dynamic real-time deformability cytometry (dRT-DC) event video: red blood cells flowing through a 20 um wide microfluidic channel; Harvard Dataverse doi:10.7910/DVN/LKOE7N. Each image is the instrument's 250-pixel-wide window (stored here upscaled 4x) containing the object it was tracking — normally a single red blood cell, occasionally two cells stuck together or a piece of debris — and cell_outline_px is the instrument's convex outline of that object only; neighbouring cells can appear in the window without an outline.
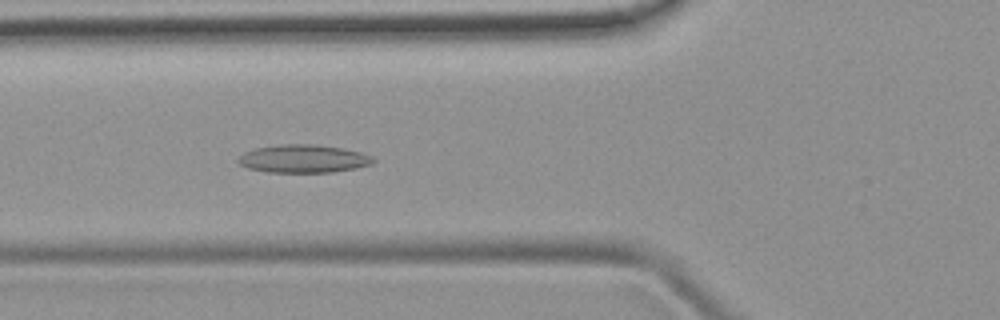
{"species": "common noctule bat (a hibernating species)", "species_latin": "Nyctalus noctula", "temperature_condition": "room temperature", "stored_images_in_passage": 35, "camera_frame_rate_fps": 3000, "um_per_image_px": 0.085, "animal": {"sex": "female", "body_mass_g": 19.9}, "frame": {"image": 1, "passage_image": 11, "time_ms": 3.333, "image_size_px": [1000, 320], "cell_outline_px": [[376, 160], [372, 164], [356, 168], [332, 172], [268, 172], [248, 168], [240, 164], [236, 160], [244, 152], [256, 148], [280, 144], [316, 144], [344, 148], [360, 152], [372, 156]], "centroid_in_image_um": [25.81, 13.48], "position_along_channel_um": 100.0, "area_um2": 22.14}}
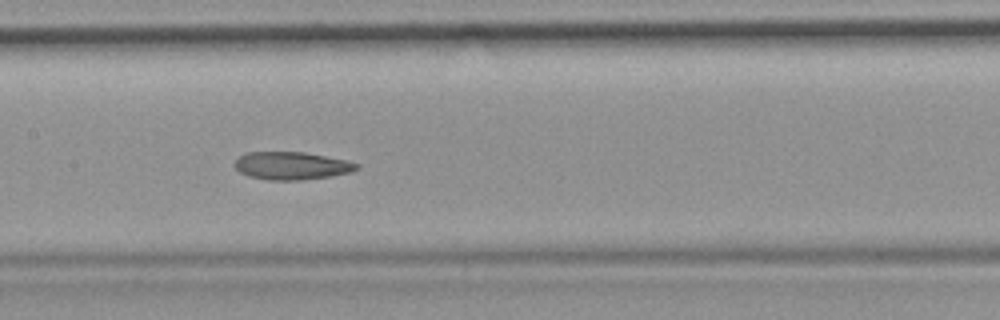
{"frame": {"image": 2, "passage_image": 17, "time_ms": 5.333, "image_size_px": [1000, 320], "cell_outline_px": [[360, 168], [348, 172], [332, 176], [300, 180], [268, 180], [248, 176], [240, 172], [232, 164], [244, 152], [304, 152], [344, 160], [360, 164]], "centroid_in_image_um": [24.75, 14.09], "position_along_channel_um": 182.7, "area_um2": 19.71}}
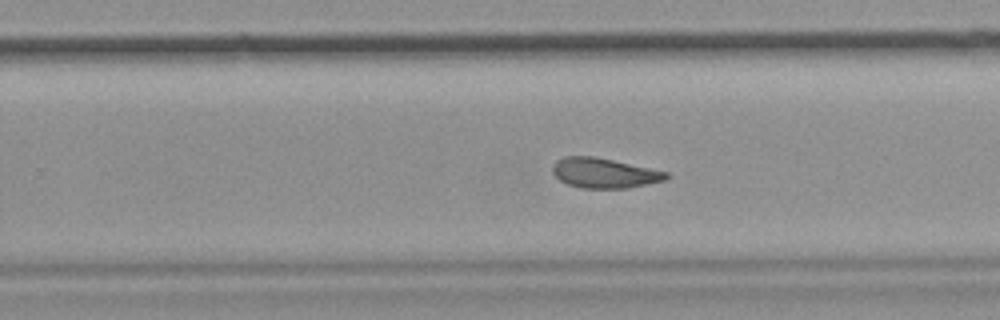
{"frame": {"image": 3, "passage_image": 24, "time_ms": 7.667, "image_size_px": [1000, 320], "cell_outline_px": [[668, 176], [664, 180], [628, 188], [580, 188], [568, 184], [560, 180], [552, 172], [552, 164], [556, 160], [564, 156], [592, 156], [612, 160], [668, 172]], "centroid_in_image_um": [51.3, 14.7], "position_along_channel_um": 278.5, "area_um2": 19.65}}